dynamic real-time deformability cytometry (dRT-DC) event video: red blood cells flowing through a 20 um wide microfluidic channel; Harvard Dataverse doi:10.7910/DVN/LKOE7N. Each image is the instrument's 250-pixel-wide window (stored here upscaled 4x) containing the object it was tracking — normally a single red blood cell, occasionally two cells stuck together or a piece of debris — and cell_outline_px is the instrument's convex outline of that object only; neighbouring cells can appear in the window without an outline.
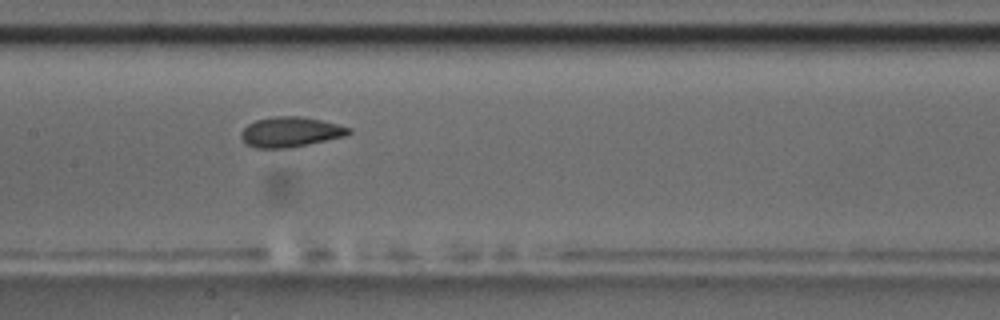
{"species": "common noctule bat (a hibernating species)", "species_latin": "Nyctalus noctula", "temperature_condition": "room temperature", "stored_images_in_passage": 9, "camera_frame_rate_fps": 3000, "um_per_image_px": 0.085, "animal": {"sex": "male", "body_mass_g": 17.5, "forearm_length_mm": 52.3}, "frame": {"image": 1, "passage_image": 8, "time_ms": 8.0, "image_size_px": [1000, 320], "cell_outline_px": [[352, 132], [344, 136], [308, 144], [288, 148], [256, 148], [248, 144], [240, 136], [240, 132], [248, 124], [256, 120], [276, 116], [300, 116], [320, 120], [352, 128]], "centroid_in_image_um": [24.68, 11.21], "position_along_channel_um": 182.7, "area_um2": 18.67}}